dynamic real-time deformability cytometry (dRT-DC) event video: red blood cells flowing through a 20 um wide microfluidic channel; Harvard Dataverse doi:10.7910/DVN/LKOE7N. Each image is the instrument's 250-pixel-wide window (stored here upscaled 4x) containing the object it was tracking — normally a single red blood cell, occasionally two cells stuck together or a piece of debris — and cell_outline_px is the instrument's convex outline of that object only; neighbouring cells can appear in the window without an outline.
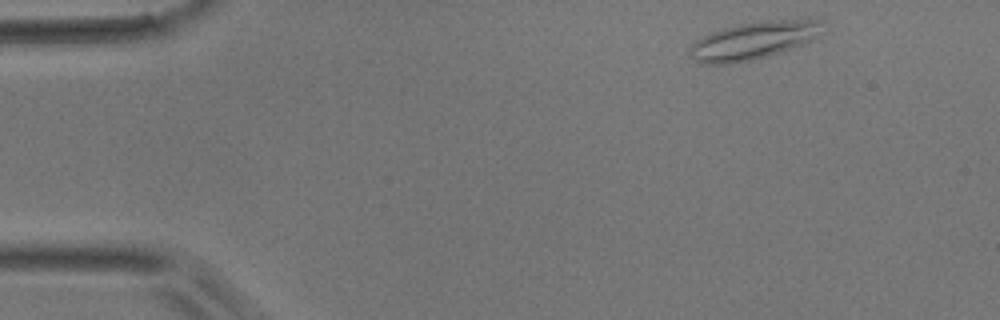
{"species": "common noctule bat (a hibernating species)", "species_latin": "Nyctalus noctula", "temperature_condition": "room temperature", "stored_images_in_passage": 46, "camera_frame_rate_fps": 3000, "um_per_image_px": 0.085, "animal": {"sex": "male", "body_mass_g": 17.9}, "frame": {"image": 1, "passage_image": 2, "time_ms": 0.333, "image_size_px": [1000, 320], "cell_outline_px": [[824, 32], [792, 48], [768, 56], [752, 60], [732, 64], [700, 64], [688, 52], [692, 44], [696, 40], [712, 32], [736, 24], [764, 20], [808, 16], [816, 20]], "centroid_in_image_um": [64.06, 3.41], "position_along_channel_um": 20.9, "area_um2": 29.42}}
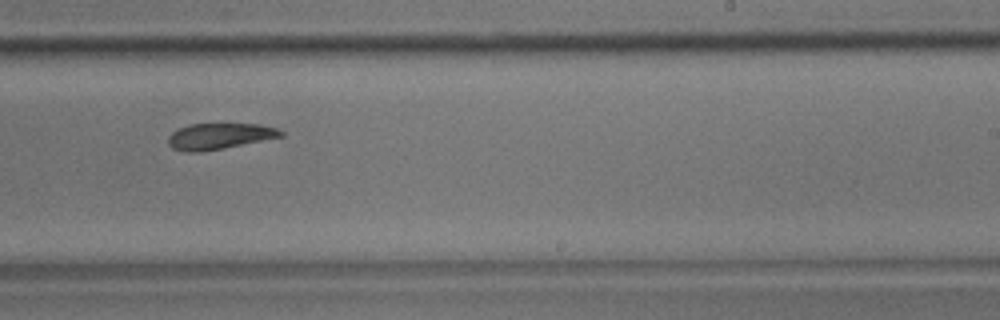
{"frame": {"image": 2, "passage_image": 27, "time_ms": 8.667, "image_size_px": [1000, 320], "cell_outline_px": [[284, 136], [220, 148], [196, 152], [184, 152], [172, 148], [168, 144], [168, 136], [172, 132], [188, 124], [260, 124], [276, 128], [284, 132]], "centroid_in_image_um": [18.62, 11.56], "position_along_channel_um": 270.4, "area_um2": 16.82}}
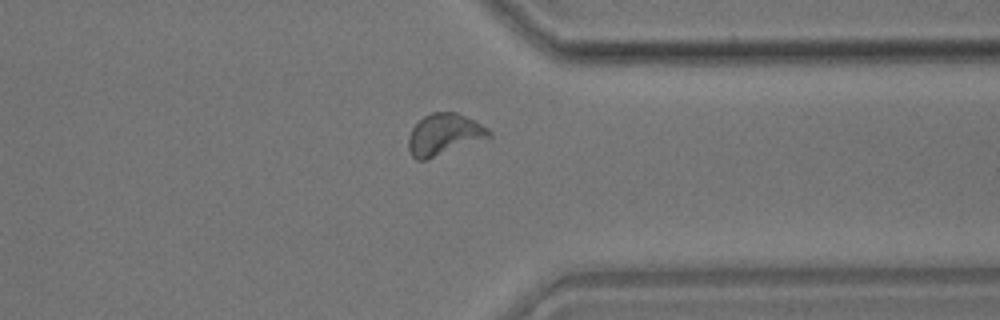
{"frame": {"image": 3, "passage_image": 35, "time_ms": 11.333, "image_size_px": [1000, 320], "cell_outline_px": [[492, 136], [424, 160], [416, 160], [412, 156], [408, 148], [408, 136], [412, 128], [424, 116], [432, 112], [456, 112], [488, 128], [492, 132]], "centroid_in_image_um": [37.72, 11.42], "position_along_channel_um": 373.7, "area_um2": 19.02}}